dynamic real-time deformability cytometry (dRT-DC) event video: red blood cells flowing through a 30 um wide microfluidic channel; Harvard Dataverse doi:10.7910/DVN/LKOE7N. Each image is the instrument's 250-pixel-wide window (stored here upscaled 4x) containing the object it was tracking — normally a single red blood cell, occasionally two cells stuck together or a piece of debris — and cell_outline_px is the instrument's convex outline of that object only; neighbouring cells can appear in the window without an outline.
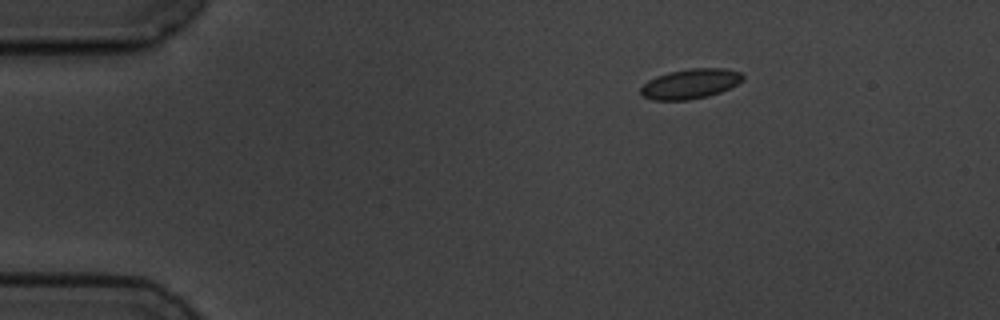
{"species": "common noctule bat (a hibernating species)", "species_latin": "Nyctalus noctula", "temperature_condition": "cold", "stored_images_in_passage": 3, "camera_frame_rate_fps": 3000, "um_per_image_px": 0.085, "animal": {"sex": "male", "body_mass_g": 19.5, "forearm_length_mm": 54.6}, "frame": {"image": 1, "passage_image": 1, "time_ms": 0.0, "image_size_px": [1000, 320], "cell_outline_px": [[744, 80], [720, 92], [708, 96], [688, 100], [652, 100], [644, 96], [640, 92], [640, 88], [648, 80], [656, 76], [668, 72], [688, 68], [728, 68], [740, 72], [744, 76]], "centroid_in_image_um": [58.68, 7.11], "position_along_channel_um": 26.3, "area_um2": 17.86}}